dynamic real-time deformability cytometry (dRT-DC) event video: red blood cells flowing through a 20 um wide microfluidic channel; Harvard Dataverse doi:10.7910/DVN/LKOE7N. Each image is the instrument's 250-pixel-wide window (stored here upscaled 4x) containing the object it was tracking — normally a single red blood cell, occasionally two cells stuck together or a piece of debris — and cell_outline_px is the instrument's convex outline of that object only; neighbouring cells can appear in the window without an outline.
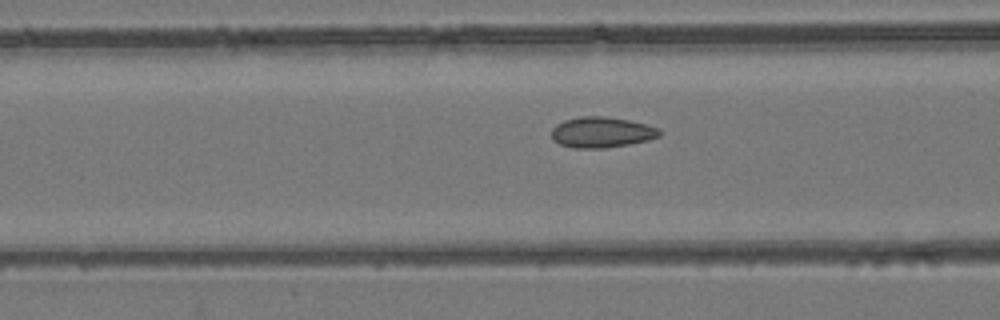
{"species": "common noctule bat (a hibernating species)", "species_latin": "Nyctalus noctula", "temperature_condition": "room temperature", "stored_images_in_passage": 35, "camera_frame_rate_fps": 3000, "um_per_image_px": 0.085, "animal": {"sex": "female", "body_mass_g": 24.6, "forearm_length_mm": 56.2}, "frame": {"image": 1, "passage_image": 12, "time_ms": 3.667, "image_size_px": [1000, 320], "cell_outline_px": [[660, 136], [648, 140], [628, 144], [604, 148], [576, 148], [560, 144], [552, 140], [552, 128], [556, 124], [564, 120], [580, 116], [604, 116], [628, 120], [660, 128]], "centroid_in_image_um": [51.12, 11.24], "position_along_channel_um": 115.5, "area_um2": 19.25}}
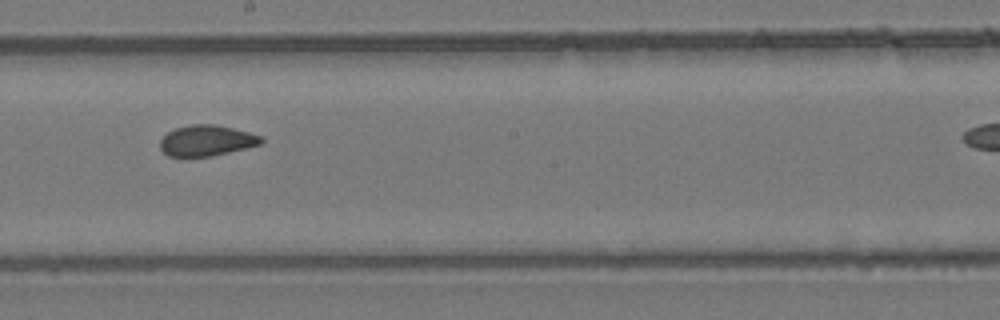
{"frame": {"image": 2, "passage_image": 21, "time_ms": 6.667, "image_size_px": [1000, 320], "cell_outline_px": [[264, 140], [260, 144], [228, 152], [208, 156], [168, 156], [160, 148], [160, 140], [168, 132], [176, 128], [192, 124], [216, 124], [248, 132], [260, 136]], "centroid_in_image_um": [17.54, 11.94], "position_along_channel_um": 230.7, "area_um2": 17.8}}
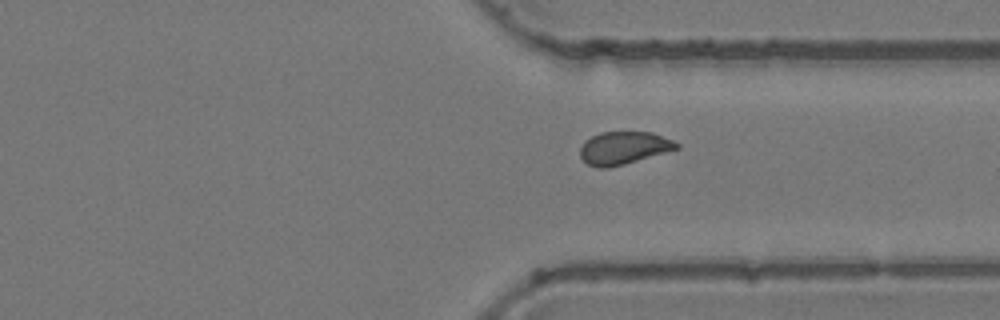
{"frame": {"image": 3, "passage_image": 31, "time_ms": 10.0, "image_size_px": [1000, 320], "cell_outline_px": [[680, 148], [624, 164], [608, 168], [600, 168], [588, 164], [580, 156], [580, 148], [584, 140], [600, 132], [652, 132], [672, 140], [680, 144]], "centroid_in_image_um": [53.0, 12.57], "position_along_channel_um": 358.4, "area_um2": 18.32}}